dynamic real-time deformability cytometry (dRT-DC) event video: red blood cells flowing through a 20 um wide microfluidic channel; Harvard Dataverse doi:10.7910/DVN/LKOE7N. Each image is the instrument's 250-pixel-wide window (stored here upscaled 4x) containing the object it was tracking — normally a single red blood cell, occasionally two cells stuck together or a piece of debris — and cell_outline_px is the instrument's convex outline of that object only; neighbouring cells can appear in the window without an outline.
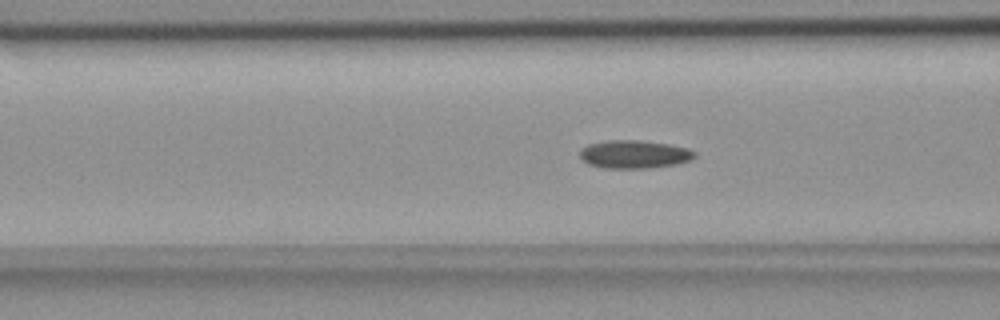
{"species": "common noctule bat (a hibernating species)", "species_latin": "Nyctalus noctula", "temperature_condition": "room temperature", "stored_images_in_passage": 45, "camera_frame_rate_fps": 3000, "um_per_image_px": 0.085, "animal": {"sex": "female", "body_mass_g": 18.4}, "frame": {"image": 1, "passage_image": 11, "time_ms": 3.333, "image_size_px": [1000, 320], "cell_outline_px": [[696, 156], [688, 160], [676, 164], [648, 168], [604, 168], [588, 164], [580, 156], [580, 148], [588, 144], [608, 140], [640, 140], [668, 144], [688, 148], [696, 152]], "centroid_in_image_um": [53.89, 13.11], "position_along_channel_um": 112.7, "area_um2": 18.79}}
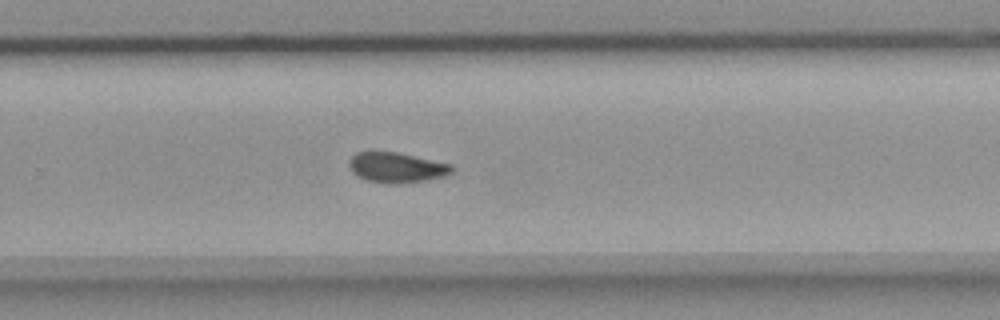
{"frame": {"image": 2, "passage_image": 26, "time_ms": 8.333, "image_size_px": [1000, 320], "cell_outline_px": [[456, 168], [452, 172], [444, 176], [424, 180], [396, 184], [388, 184], [364, 180], [352, 172], [348, 164], [348, 160], [356, 152], [396, 152], [452, 164]], "centroid_in_image_um": [33.7, 14.24], "position_along_channel_um": 296.1, "area_um2": 18.15}}
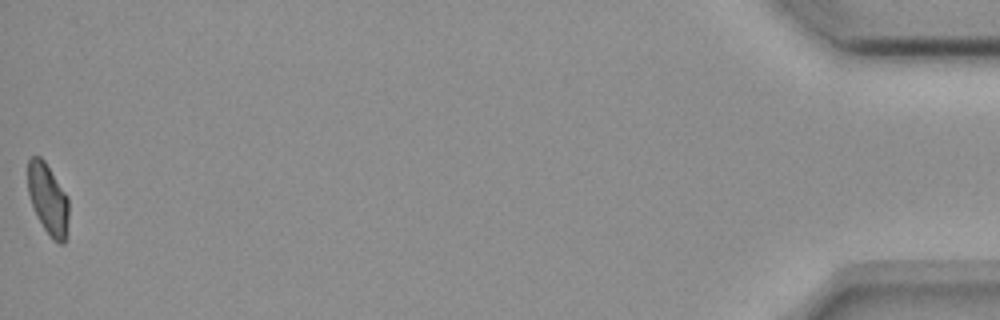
{"frame": {"image": 3, "passage_image": 45, "time_ms": 14.667, "image_size_px": [1000, 320], "cell_outline_px": [[68, 216], [64, 244], [60, 244], [52, 240], [44, 228], [32, 204], [28, 192], [28, 160], [32, 156], [40, 156], [44, 160], [68, 196]], "centroid_in_image_um": [4.08, 16.91], "position_along_channel_um": 431.1, "area_um2": 16.65}, "authors_computed_cell_mechanics": {"area_um2": 18.207, "velocity_mm_per_s": 3.6796, "shape_relaxation_time_tau1_ms": null, "shape_relaxation_time_tau2_ms": 4.172, "deformation_change_tau1": null, "deformation_change_tau2": 0.0883}}